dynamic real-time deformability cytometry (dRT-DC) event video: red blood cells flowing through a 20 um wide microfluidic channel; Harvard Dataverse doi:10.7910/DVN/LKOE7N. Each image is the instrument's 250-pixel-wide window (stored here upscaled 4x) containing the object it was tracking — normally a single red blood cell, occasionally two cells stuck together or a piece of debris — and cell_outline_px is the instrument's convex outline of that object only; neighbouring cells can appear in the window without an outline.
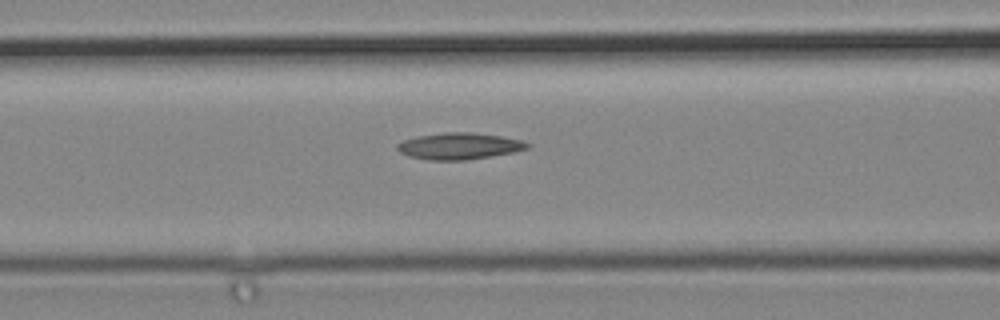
{"species": "common noctule bat (a hibernating species)", "species_latin": "Nyctalus noctula", "temperature_condition": "cold", "stored_images_in_passage": 3, "camera_frame_rate_fps": 3000, "um_per_image_px": 0.085, "animal": {"sex": "male", "body_mass_g": 19.2, "forearm_length_mm": 51.8}, "frame": {"image": 1, "passage_image": 3, "time_ms": 0.667, "image_size_px": [1000, 320], "cell_outline_px": [[532, 144], [528, 148], [512, 152], [492, 156], [464, 160], [428, 160], [408, 156], [400, 152], [396, 148], [396, 144], [404, 140], [416, 136], [444, 132], [472, 132], [500, 136], [524, 140]], "centroid_in_image_um": [39.03, 12.41], "position_along_channel_um": 127.6, "area_um2": 20.23}}